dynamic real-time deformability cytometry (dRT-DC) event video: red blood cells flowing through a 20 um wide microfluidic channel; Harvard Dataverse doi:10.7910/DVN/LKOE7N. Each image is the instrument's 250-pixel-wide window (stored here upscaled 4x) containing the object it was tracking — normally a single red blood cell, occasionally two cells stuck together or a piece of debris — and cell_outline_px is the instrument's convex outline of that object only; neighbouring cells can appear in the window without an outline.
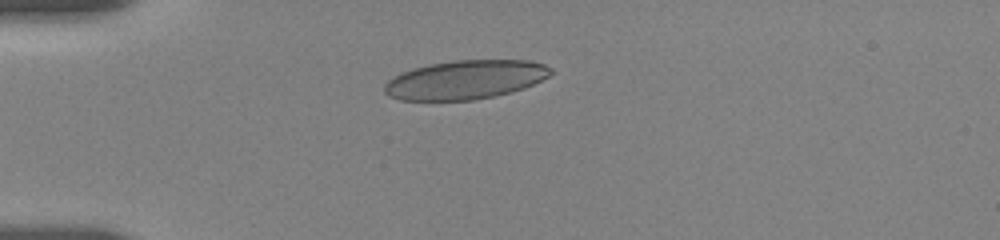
{"species": "human", "species_latin": "Homo sapiens", "temperature_condition": "room temperature", "stored_images_in_passage": 6, "camera_frame_rate_fps": 3000, "um_per_image_px": 0.085, "donor": {"sex": "female"}, "frame": {"image": 1, "passage_image": 4, "time_ms": 3.333, "image_size_px": [1000, 240], "cell_outline_px": [[556, 72], [524, 88], [512, 92], [472, 100], [400, 100], [388, 96], [384, 92], [384, 84], [388, 80], [412, 68], [432, 64], [456, 60], [528, 60], [544, 64], [552, 68]], "centroid_in_image_um": [39.57, 6.77], "position_along_channel_um": 45.4, "area_um2": 37.57}}
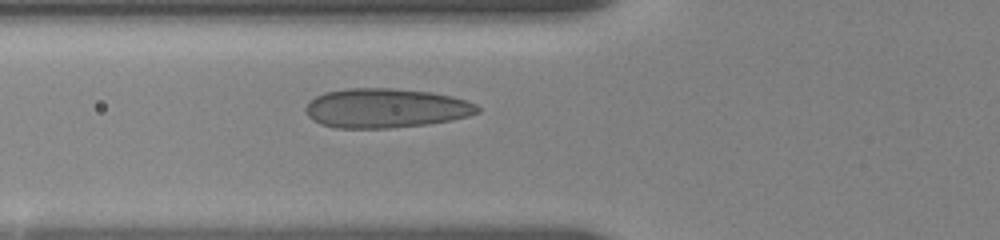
{"frame": {"image": 2, "passage_image": 6, "time_ms": 5.333, "image_size_px": [1000, 240], "cell_outline_px": [[480, 112], [468, 116], [448, 120], [424, 124], [388, 128], [336, 128], [320, 124], [312, 120], [308, 116], [304, 108], [316, 96], [324, 92], [348, 88], [392, 88], [432, 92], [452, 96], [468, 100], [476, 104], [480, 108]], "centroid_in_image_um": [32.78, 9.18], "position_along_channel_um": 93.0, "area_um2": 39.48}}